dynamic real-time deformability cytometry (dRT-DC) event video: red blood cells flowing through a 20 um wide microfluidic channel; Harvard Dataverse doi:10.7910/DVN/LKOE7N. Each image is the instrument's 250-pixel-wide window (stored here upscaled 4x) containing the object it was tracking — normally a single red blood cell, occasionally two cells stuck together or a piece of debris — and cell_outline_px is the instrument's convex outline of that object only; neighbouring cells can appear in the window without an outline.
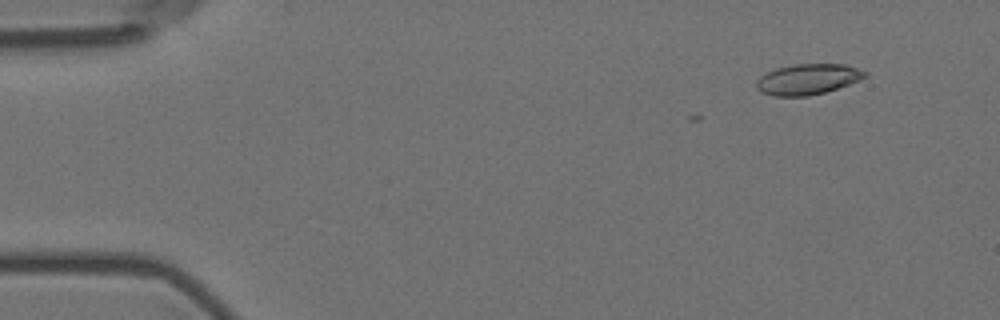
{"species": "Egyptian fruit bat (a non-hibernating species)", "species_latin": "Rousettus aegyptiacus", "temperature_condition": "room temperature", "stored_images_in_passage": 2, "camera_frame_rate_fps": 3000, "um_per_image_px": 0.085, "animal": {"sex": "female"}, "frame": {"image": 1, "passage_image": 2, "time_ms": 0.333, "image_size_px": [1000, 320], "cell_outline_px": [[868, 76], [860, 80], [824, 92], [808, 96], [772, 96], [760, 92], [756, 88], [756, 80], [760, 76], [776, 68], [792, 64], [844, 64], [868, 72]], "centroid_in_image_um": [68.64, 6.73], "position_along_channel_um": 16.4, "area_um2": 19.42}}